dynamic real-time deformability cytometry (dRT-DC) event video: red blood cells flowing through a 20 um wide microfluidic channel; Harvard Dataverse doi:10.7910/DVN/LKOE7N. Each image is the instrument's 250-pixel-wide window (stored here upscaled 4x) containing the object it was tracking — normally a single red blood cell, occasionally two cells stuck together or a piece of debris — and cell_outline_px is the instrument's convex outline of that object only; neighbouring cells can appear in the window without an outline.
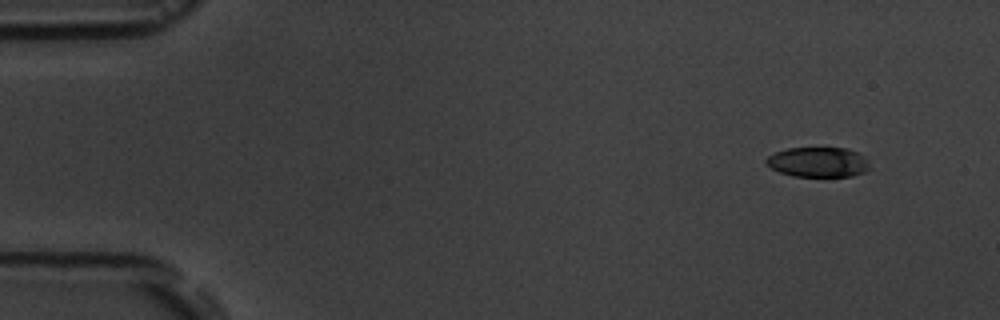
{"species": "common noctule bat (a hibernating species)", "species_latin": "Nyctalus noctula", "temperature_condition": "room temperature", "stored_images_in_passage": 5, "camera_frame_rate_fps": 3000, "um_per_image_px": 0.085, "animal": {"sex": "male", "body_mass_g": 19.5, "forearm_length_mm": 54.6}, "frame": {"image": 1, "passage_image": 1, "time_ms": 0.0, "image_size_px": [1000, 320], "cell_outline_px": [[868, 168], [864, 172], [852, 176], [792, 176], [780, 172], [764, 164], [764, 160], [768, 156], [776, 152], [788, 148], [848, 148], [864, 156], [868, 160]], "centroid_in_image_um": [69.52, 13.78], "position_along_channel_um": 15.5, "area_um2": 18.03}}
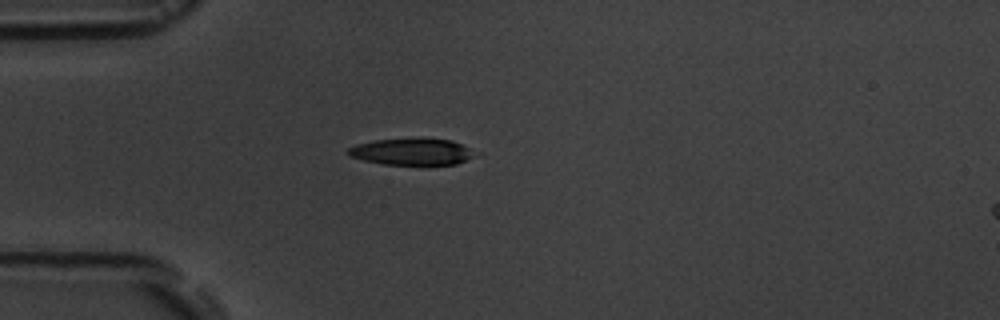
{"frame": {"image": 2, "passage_image": 4, "time_ms": 3.667, "image_size_px": [1000, 320], "cell_outline_px": [[480, 152], [456, 164], [384, 164], [364, 160], [348, 156], [348, 148], [356, 144], [376, 140], [420, 136], [452, 140]], "centroid_in_image_um": [35.03, 12.85], "position_along_channel_um": 50.0, "area_um2": 20.11}}